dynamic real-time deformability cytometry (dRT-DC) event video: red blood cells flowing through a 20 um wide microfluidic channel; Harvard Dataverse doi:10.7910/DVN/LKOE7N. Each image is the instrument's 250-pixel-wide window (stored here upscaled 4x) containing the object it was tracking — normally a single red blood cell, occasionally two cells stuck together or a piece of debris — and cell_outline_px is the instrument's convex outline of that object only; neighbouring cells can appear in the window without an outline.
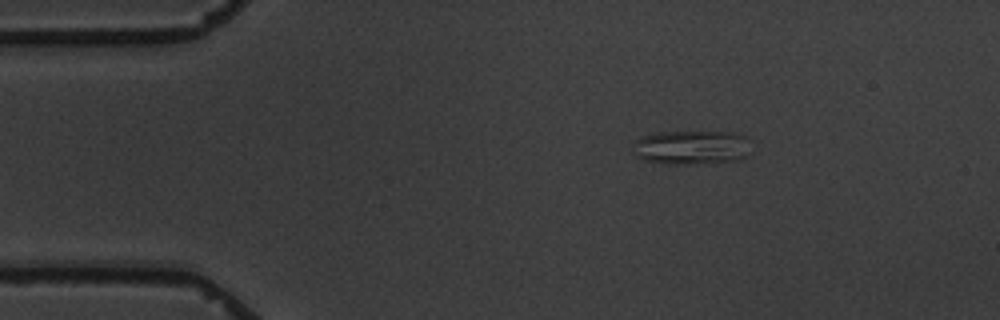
{"species": "common noctule bat (a hibernating species)", "species_latin": "Nyctalus noctula", "temperature_condition": "warm", "stored_images_in_passage": 3, "camera_frame_rate_fps": 3000, "um_per_image_px": 0.085, "animal": {"sex": "male", "body_mass_g": 19.5, "forearm_length_mm": 54.6}, "frame": {"image": 1, "passage_image": 1, "time_ms": 0.0, "image_size_px": [1000, 320], "cell_outline_px": [[748, 156], [740, 160], [688, 164], [664, 164], [644, 160], [636, 156], [636, 140], [644, 136], [656, 132], [732, 132], [744, 136]], "centroid_in_image_um": [58.76, 12.54], "position_along_channel_um": 26.2, "area_um2": 23.06}}